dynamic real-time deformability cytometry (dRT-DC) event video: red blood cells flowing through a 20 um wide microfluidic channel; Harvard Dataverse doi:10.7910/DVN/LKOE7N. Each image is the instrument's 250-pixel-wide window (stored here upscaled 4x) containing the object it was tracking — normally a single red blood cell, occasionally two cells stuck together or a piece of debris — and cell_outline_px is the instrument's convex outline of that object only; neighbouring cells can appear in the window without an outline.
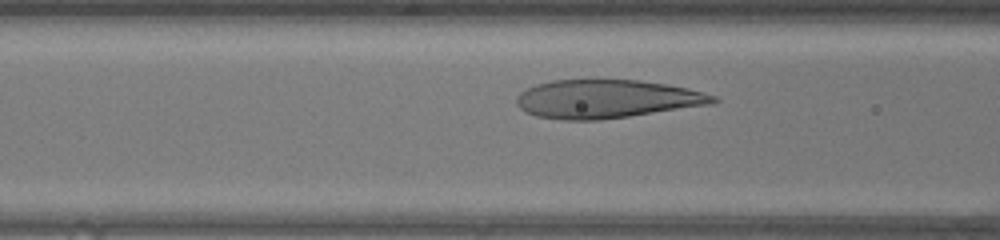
{"species": "human", "species_latin": "Homo sapiens", "temperature_condition": "warm", "stored_images_in_passage": 30, "camera_frame_rate_fps": 3000, "um_per_image_px": 0.085, "donor": {"sex": "female"}, "frame": {"image": 1, "passage_image": 10, "time_ms": 3.0, "image_size_px": [1000, 240], "cell_outline_px": [[720, 100], [712, 104], [600, 120], [560, 120], [536, 116], [524, 112], [516, 104], [516, 96], [520, 92], [536, 84], [552, 80], [588, 76], [592, 76], [640, 80], [688, 88], [716, 96]], "centroid_in_image_um": [51.49, 8.36], "position_along_channel_um": 115.1, "area_um2": 45.32}}
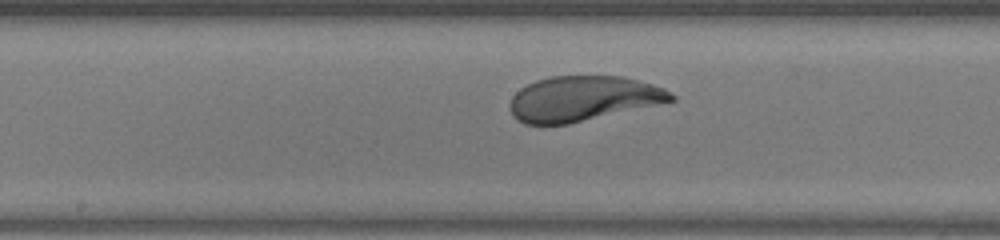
{"frame": {"image": 2, "passage_image": 16, "time_ms": 5.0, "image_size_px": [1000, 240], "cell_outline_px": [[676, 100], [568, 124], [524, 124], [516, 120], [512, 116], [508, 108], [508, 104], [512, 96], [520, 88], [536, 80], [552, 76], [620, 76], [652, 84], [664, 88], [676, 96]], "centroid_in_image_um": [49.49, 8.38], "position_along_channel_um": 198.7, "area_um2": 42.31}}
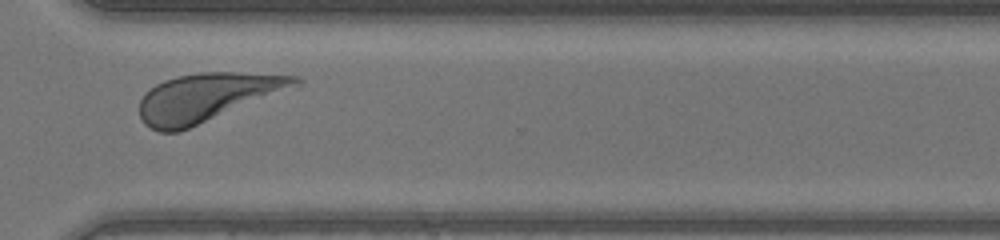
{"frame": {"image": 3, "passage_image": 27, "time_ms": 8.667, "image_size_px": [1000, 240], "cell_outline_px": [[304, 84], [180, 132], [160, 132], [144, 124], [140, 116], [140, 100], [144, 92], [156, 84], [164, 80], [176, 76], [200, 72], [236, 72], [300, 76], [304, 80]], "centroid_in_image_um": [17.63, 8.27], "position_along_channel_um": 353.0, "area_um2": 44.16}, "authors_computed_cell_mechanics": {"area_um2": 44.1881, "velocity_mm_per_s": 4.1937, "shape_relaxation_time_tau1_ms": 3.7195, "shape_relaxation_time_tau2_ms": null, "deformation_change_tau1": 0.2517, "deformation_change_tau2": null}}